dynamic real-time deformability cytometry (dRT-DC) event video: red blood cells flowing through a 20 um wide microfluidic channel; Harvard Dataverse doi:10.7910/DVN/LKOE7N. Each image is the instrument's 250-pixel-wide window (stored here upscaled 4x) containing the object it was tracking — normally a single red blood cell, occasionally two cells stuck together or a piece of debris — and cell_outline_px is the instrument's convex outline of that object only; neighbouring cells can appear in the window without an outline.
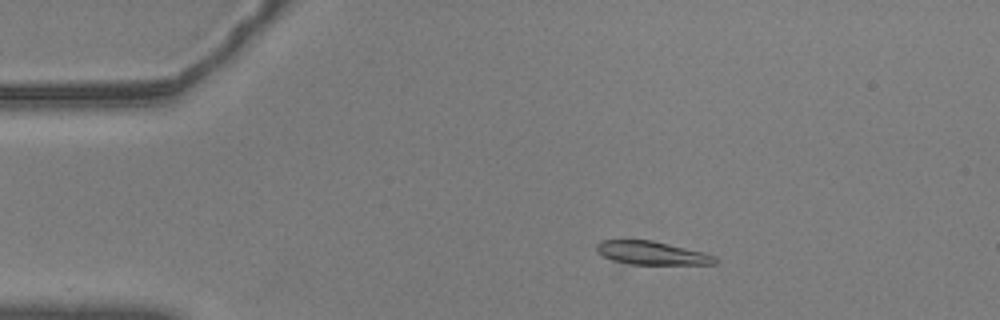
{"species": "common noctule bat (a hibernating species)", "species_latin": "Nyctalus noctula", "temperature_condition": "warm", "stored_images_in_passage": 12, "camera_frame_rate_fps": 3000, "um_per_image_px": 0.085, "animal": {"sex": "male", "body_mass_g": 20.5, "forearm_length_mm": 52.5}, "frame": {"image": 1, "passage_image": 4, "time_ms": 1.0, "image_size_px": [1000, 320], "cell_outline_px": [[720, 260], [716, 264], [628, 264], [612, 260], [604, 256], [596, 248], [596, 244], [600, 240], [652, 240], [704, 252], [716, 256]], "centroid_in_image_um": [55.45, 21.5], "position_along_channel_um": 29.6, "area_um2": 16.13}}
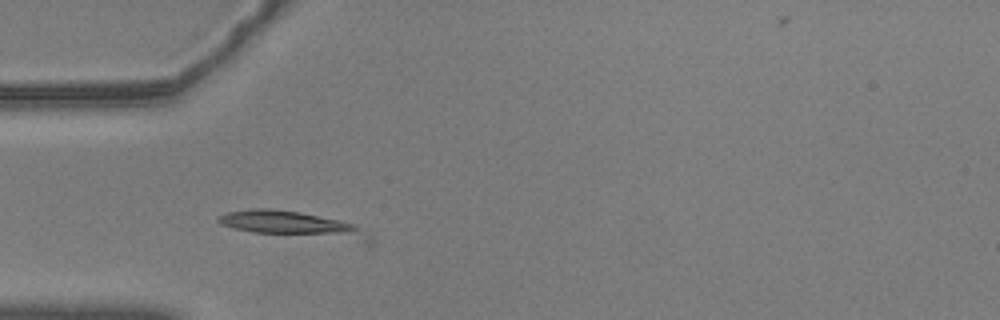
{"frame": {"image": 2, "passage_image": 11, "time_ms": 3.333, "image_size_px": [1000, 320], "cell_outline_px": [[376, 244], [368, 248], [252, 232], [236, 228], [224, 224], [216, 220], [220, 216], [228, 212], [252, 208], [272, 208], [300, 212], [340, 220], [352, 224], [372, 232]], "centroid_in_image_um": [25.37, 19.24], "position_along_channel_um": 59.6, "area_um2": 25.26}}